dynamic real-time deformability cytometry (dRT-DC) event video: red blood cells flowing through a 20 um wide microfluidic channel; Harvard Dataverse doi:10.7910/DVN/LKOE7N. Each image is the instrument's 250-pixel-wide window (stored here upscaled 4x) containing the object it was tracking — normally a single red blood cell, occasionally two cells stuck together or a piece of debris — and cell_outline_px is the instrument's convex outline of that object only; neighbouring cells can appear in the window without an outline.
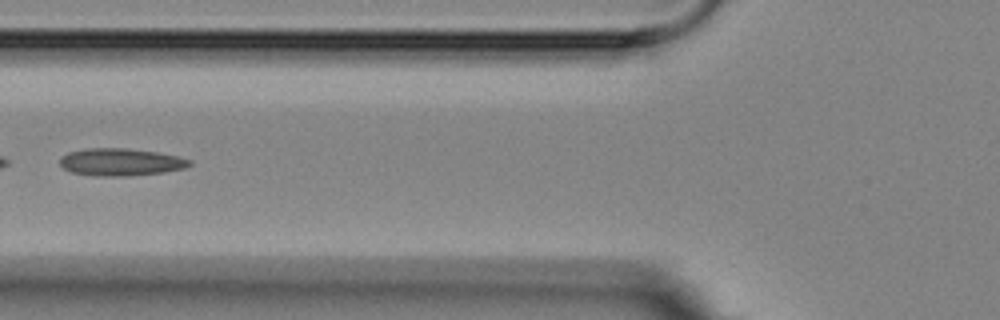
{"species": "Egyptian fruit bat (a non-hibernating species)", "species_latin": "Rousettus aegyptiacus", "temperature_condition": "room temperature", "stored_images_in_passage": 17, "camera_frame_rate_fps": 3000, "um_per_image_px": 0.085, "animal": {"sex": "female"}, "frame": {"image": 1, "passage_image": 6, "time_ms": 6.0, "image_size_px": [1000, 320], "cell_outline_px": [[192, 164], [184, 168], [164, 172], [128, 176], [96, 176], [72, 172], [64, 168], [60, 164], [60, 160], [68, 152], [88, 148], [124, 148], [156, 152], [180, 156], [192, 160]], "centroid_in_image_um": [10.3, 13.77], "position_along_channel_um": 115.5, "area_um2": 20.63}}
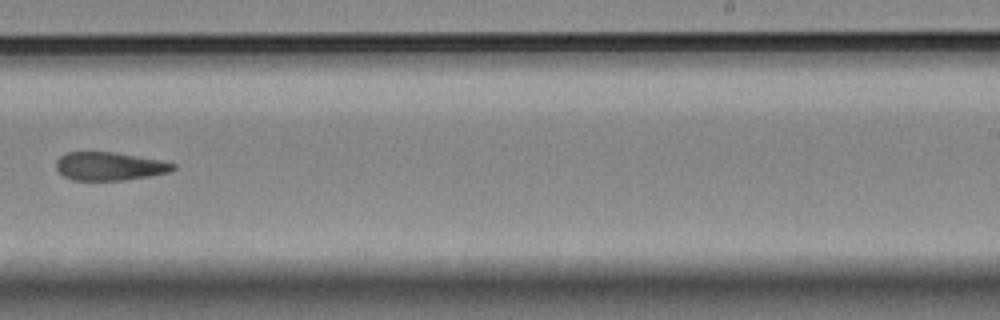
{"frame": {"image": 2, "passage_image": 10, "time_ms": 10.667, "image_size_px": [1000, 320], "cell_outline_px": [[176, 168], [168, 172], [148, 176], [124, 180], [72, 180], [64, 176], [56, 168], [56, 160], [60, 156], [68, 152], [116, 152], [160, 160], [176, 164]], "centroid_in_image_um": [9.29, 14.12], "position_along_channel_um": 279.7, "area_um2": 19.19}}
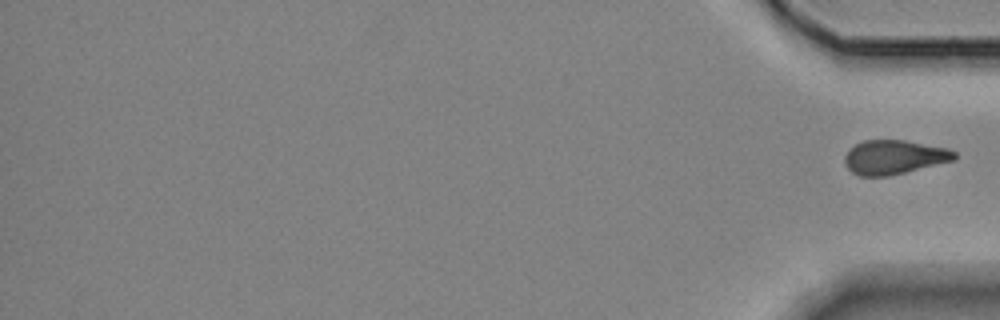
{"frame": {"image": 3, "passage_image": 17, "time_ms": 18.667, "image_size_px": [1000, 320], "cell_outline_px": [[956, 160], [888, 176], [860, 176], [852, 172], [844, 164], [844, 156], [848, 148], [864, 140], [904, 140], [948, 148], [956, 152]], "centroid_in_image_um": [75.98, 13.35], "position_along_channel_um": 359.2, "area_um2": 21.96}}